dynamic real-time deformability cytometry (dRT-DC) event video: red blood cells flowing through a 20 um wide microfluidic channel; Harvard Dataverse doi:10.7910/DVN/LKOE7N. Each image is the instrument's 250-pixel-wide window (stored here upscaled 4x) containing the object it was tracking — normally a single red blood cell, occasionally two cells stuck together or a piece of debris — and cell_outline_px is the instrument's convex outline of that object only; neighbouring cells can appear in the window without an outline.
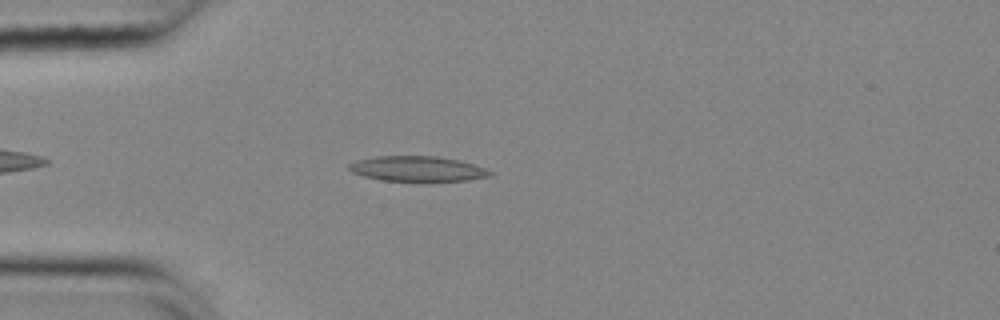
{"species": "common noctule bat (a hibernating species)", "species_latin": "Nyctalus noctula", "temperature_condition": "cold", "stored_images_in_passage": 43, "camera_frame_rate_fps": 3000, "um_per_image_px": 0.085, "animal": {"sex": "female", "body_mass_g": 25.1}, "frame": {"image": 1, "passage_image": 3, "time_ms": 0.667, "image_size_px": [1000, 320], "cell_outline_px": [[492, 176], [468, 180], [380, 180], [364, 176], [352, 172], [348, 168], [348, 164], [356, 160], [376, 156], [436, 156], [456, 160], [472, 164], [484, 168], [492, 172]], "centroid_in_image_um": [35.44, 14.33], "position_along_channel_um": 49.6, "area_um2": 20.29}}
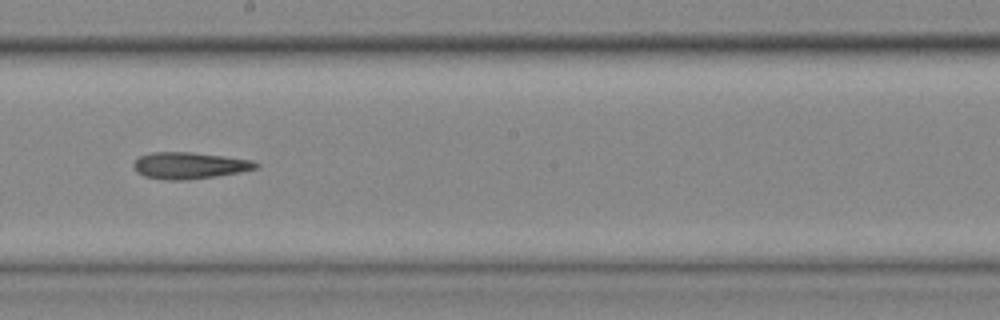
{"frame": {"image": 2, "passage_image": 19, "time_ms": 6.0, "image_size_px": [1000, 320], "cell_outline_px": [[260, 164], [256, 168], [240, 172], [216, 176], [188, 180], [168, 180], [144, 176], [136, 172], [132, 164], [140, 156], [152, 152], [192, 152], [224, 156], [252, 160]], "centroid_in_image_um": [16.09, 14.07], "position_along_channel_um": 232.1, "area_um2": 18.96}}
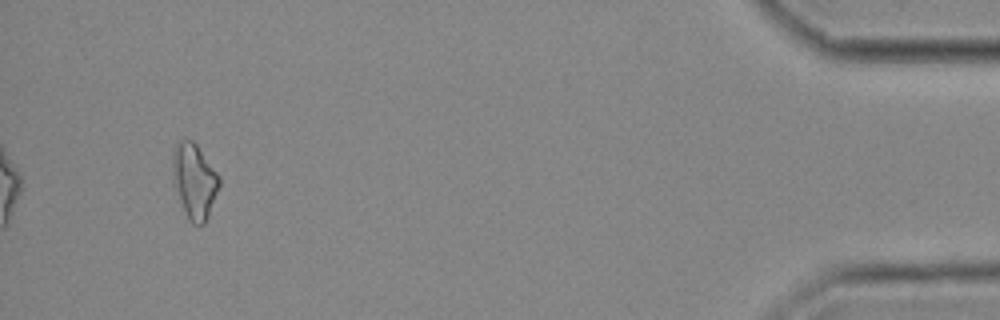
{"frame": {"image": 3, "passage_image": 40, "time_ms": 13.0, "image_size_px": [1000, 320], "cell_outline_px": [[220, 184], [208, 216], [204, 224], [192, 224], [188, 220], [172, 184], [172, 152], [176, 144], [180, 140], [192, 140], [196, 144], [220, 176]], "centroid_in_image_um": [16.49, 15.38], "position_along_channel_um": 418.7, "area_um2": 20.52}}